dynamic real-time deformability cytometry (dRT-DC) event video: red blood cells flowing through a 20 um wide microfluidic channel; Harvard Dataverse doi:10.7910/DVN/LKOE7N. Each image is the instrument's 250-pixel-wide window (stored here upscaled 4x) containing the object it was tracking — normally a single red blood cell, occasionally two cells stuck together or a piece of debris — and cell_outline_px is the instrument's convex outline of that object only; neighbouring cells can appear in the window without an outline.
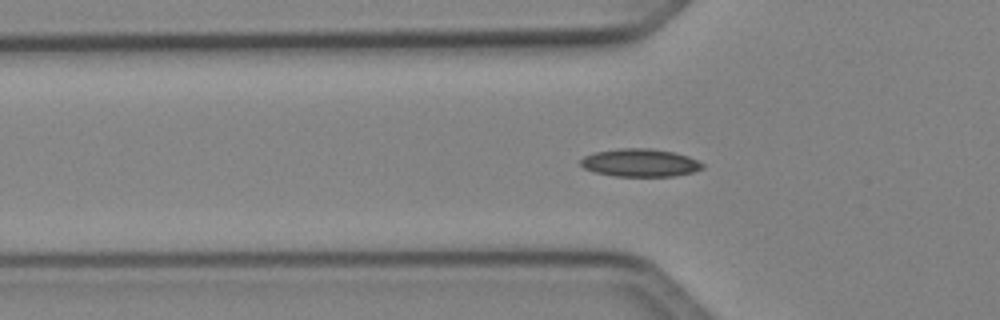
{"species": "Egyptian fruit bat (a non-hibernating species)", "species_latin": "Rousettus aegyptiacus", "temperature_condition": "cold", "stored_images_in_passage": 39, "segment_of_instrument_passage": [1, 2], "camera_frame_rate_fps": 3000, "um_per_image_px": 0.085, "animal": {"sex": "female"}, "frame": {"image": 1, "passage_image": 5, "time_ms": 1.333, "image_size_px": [1000, 320], "cell_outline_px": [[704, 168], [692, 172], [676, 176], [616, 176], [596, 172], [584, 168], [580, 164], [580, 160], [584, 156], [596, 152], [620, 148], [648, 148], [672, 152], [688, 156], [704, 164]], "centroid_in_image_um": [54.41, 13.83], "position_along_channel_um": 71.4, "area_um2": 19.65}}
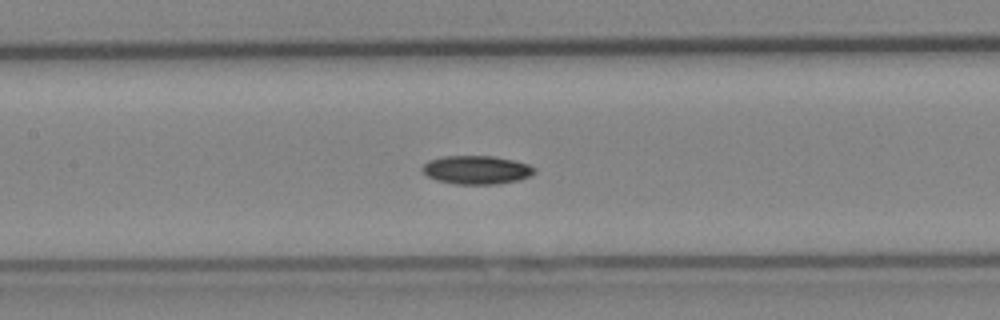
{"frame": {"image": 2, "passage_image": 12, "time_ms": 3.667, "image_size_px": [1000, 320], "cell_outline_px": [[536, 172], [528, 176], [516, 180], [496, 184], [456, 184], [436, 180], [428, 176], [420, 168], [428, 160], [440, 156], [496, 156], [528, 164], [536, 168]], "centroid_in_image_um": [40.47, 14.43], "position_along_channel_um": 166.9, "area_um2": 18.61}}
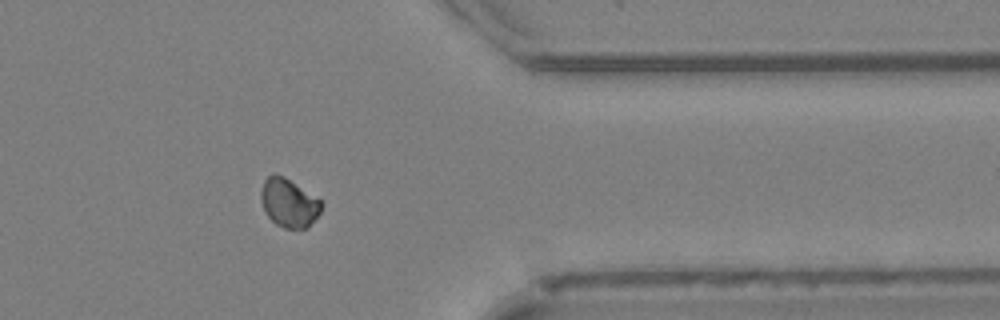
{"frame": {"image": 3, "passage_image": 29, "time_ms": 9.333, "image_size_px": [1000, 320], "cell_outline_px": [[324, 204], [320, 212], [308, 228], [284, 228], [276, 224], [268, 216], [260, 200], [260, 192], [264, 180], [272, 172], [276, 172], [284, 176], [320, 200]], "centroid_in_image_um": [24.54, 17.22], "position_along_channel_um": 386.9, "area_um2": 17.11}}